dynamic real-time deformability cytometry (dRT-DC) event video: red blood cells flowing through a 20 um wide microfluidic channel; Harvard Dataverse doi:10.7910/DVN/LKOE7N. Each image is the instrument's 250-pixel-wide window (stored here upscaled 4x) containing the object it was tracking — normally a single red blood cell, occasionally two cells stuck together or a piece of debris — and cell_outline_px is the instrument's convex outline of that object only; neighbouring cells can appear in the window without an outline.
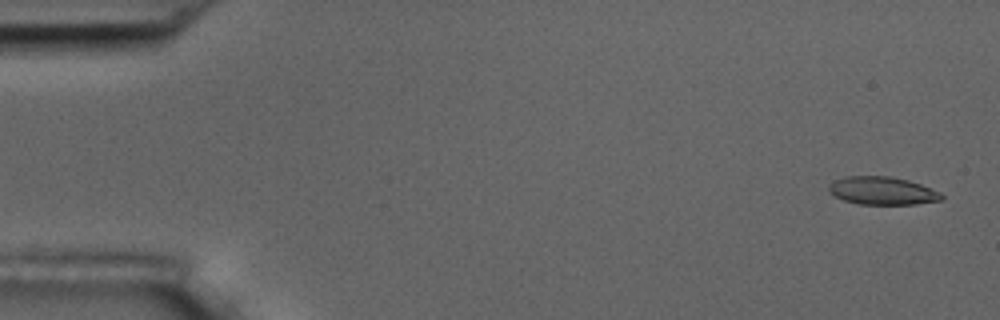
{"species": "common noctule bat (a hibernating species)", "species_latin": "Nyctalus noctula", "temperature_condition": "room temperature", "stored_images_in_passage": 4, "camera_frame_rate_fps": 3000, "um_per_image_px": 0.085, "animal": {"sex": "male", "body_mass_g": 17.5, "forearm_length_mm": 52.3}, "frame": {"image": 1, "passage_image": 1, "time_ms": 0.0, "image_size_px": [1000, 320], "cell_outline_px": [[944, 196], [940, 200], [916, 204], [860, 204], [844, 200], [836, 196], [828, 188], [828, 184], [836, 180], [848, 176], [888, 176], [908, 180], [920, 184], [940, 192]], "centroid_in_image_um": [75.01, 16.21], "position_along_channel_um": 10.0, "area_um2": 18.09}}
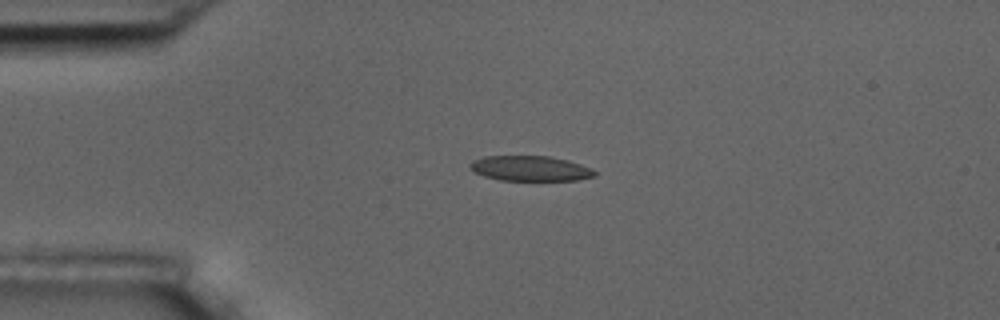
{"frame": {"image": 2, "passage_image": 4, "time_ms": 3.667, "image_size_px": [1000, 320], "cell_outline_px": [[596, 176], [576, 180], [500, 180], [484, 176], [472, 172], [468, 168], [468, 164], [472, 160], [484, 156], [548, 156], [568, 160], [592, 168], [596, 172]], "centroid_in_image_um": [45.02, 14.31], "position_along_channel_um": 40.0, "area_um2": 18.44}}